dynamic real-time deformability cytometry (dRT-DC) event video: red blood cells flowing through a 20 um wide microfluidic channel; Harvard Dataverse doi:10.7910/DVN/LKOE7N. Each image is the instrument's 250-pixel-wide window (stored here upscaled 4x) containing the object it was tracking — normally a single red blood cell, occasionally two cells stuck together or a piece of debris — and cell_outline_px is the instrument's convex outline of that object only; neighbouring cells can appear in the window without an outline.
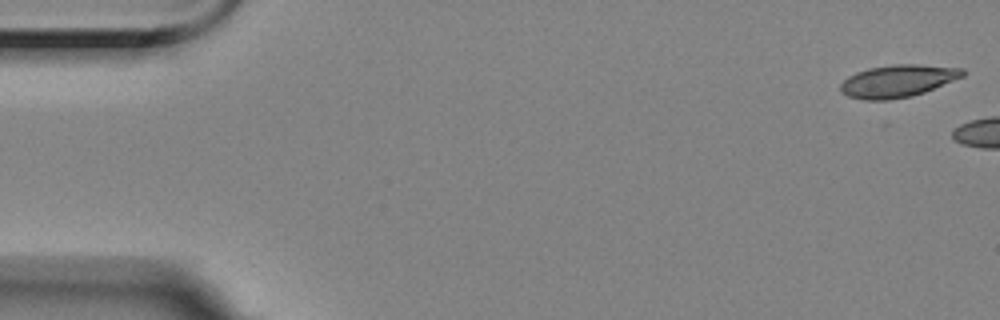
{"species": "Egyptian fruit bat (a non-hibernating species)", "species_latin": "Rousettus aegyptiacus", "temperature_condition": "room temperature", "stored_images_in_passage": 9, "camera_frame_rate_fps": 3000, "um_per_image_px": 0.085, "animal": {"sex": "female"}, "frame": {"image": 1, "passage_image": 1, "time_ms": 0.0, "image_size_px": [1000, 320], "cell_outline_px": [[964, 76], [924, 92], [912, 96], [888, 100], [864, 100], [848, 96], [840, 92], [840, 84], [848, 76], [856, 72], [868, 68], [892, 64], [916, 64], [964, 68]], "centroid_in_image_um": [76.28, 6.88], "position_along_channel_um": 8.7, "area_um2": 23.12}}